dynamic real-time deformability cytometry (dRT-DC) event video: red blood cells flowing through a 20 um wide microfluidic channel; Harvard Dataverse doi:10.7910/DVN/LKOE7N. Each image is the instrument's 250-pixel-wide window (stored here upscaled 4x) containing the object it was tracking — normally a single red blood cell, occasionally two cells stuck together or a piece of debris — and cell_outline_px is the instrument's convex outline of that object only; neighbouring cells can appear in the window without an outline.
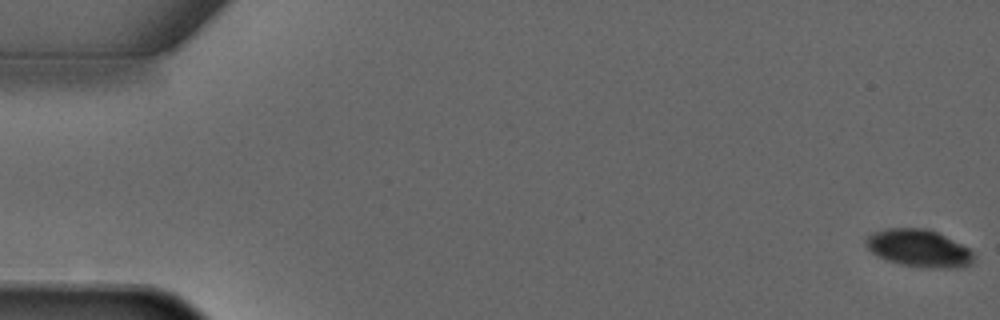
{"species": "common noctule bat (a hibernating species)", "species_latin": "Nyctalus noctula", "temperature_condition": "warm", "stored_images_in_passage": 6, "camera_frame_rate_fps": 3000, "um_per_image_px": 0.085, "animal": {"sex": "male", "forearm_length_mm": 52.5}, "frame": {"image": 1, "passage_image": 1, "time_ms": 0.0, "image_size_px": [1000, 320], "cell_outline_px": [[976, 260], [968, 268], [920, 268], [900, 264], [888, 260], [872, 252], [864, 244], [864, 240], [872, 232], [884, 228], [928, 228], [968, 248], [976, 256]], "centroid_in_image_um": [78.14, 21.12], "position_along_channel_um": 6.9, "area_um2": 23.87}}
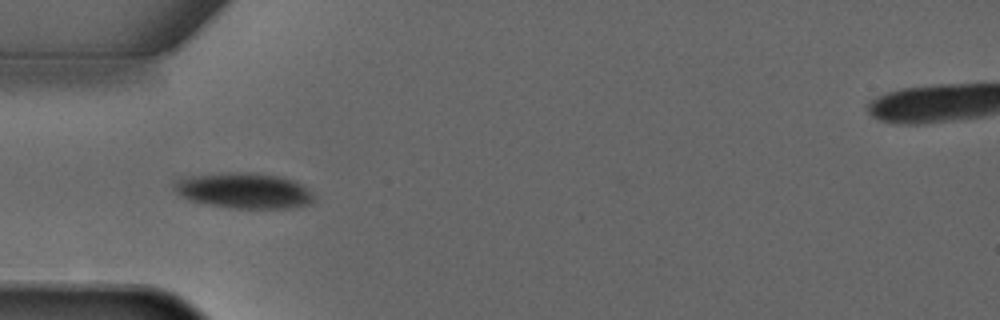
{"frame": {"image": 2, "passage_image": 5, "time_ms": 4.667, "image_size_px": [1000, 320], "cell_outline_px": [[316, 200], [312, 204], [296, 208], [232, 208], [188, 200], [180, 196], [172, 188], [172, 180], [188, 176], [228, 172], [232, 172], [276, 176], [292, 180], [300, 184]], "centroid_in_image_um": [20.66, 16.22], "position_along_channel_um": 64.3, "area_um2": 28.78}}